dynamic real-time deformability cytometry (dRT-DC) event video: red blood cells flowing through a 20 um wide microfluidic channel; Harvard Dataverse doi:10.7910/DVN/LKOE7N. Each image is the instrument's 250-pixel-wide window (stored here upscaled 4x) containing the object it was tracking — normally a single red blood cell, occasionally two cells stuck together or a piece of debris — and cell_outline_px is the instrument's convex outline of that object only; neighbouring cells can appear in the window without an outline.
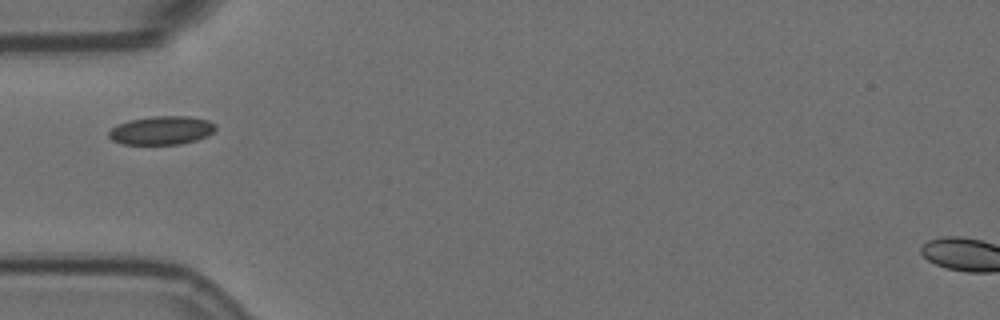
{"species": "Egyptian fruit bat (a non-hibernating species)", "species_latin": "Rousettus aegyptiacus", "temperature_condition": "room temperature", "stored_images_in_passage": 11, "camera_frame_rate_fps": 3000, "um_per_image_px": 0.085, "animal": {"sex": "female"}, "frame": {"image": 1, "passage_image": 1, "time_ms": 0.0, "image_size_px": [1000, 320], "cell_outline_px": [[216, 128], [208, 136], [196, 140], [180, 144], [124, 144], [112, 140], [108, 136], [108, 132], [116, 124], [128, 120], [152, 116], [188, 116], [208, 120], [216, 124]], "centroid_in_image_um": [13.73, 11.07], "position_along_channel_um": 71.3, "area_um2": 17.86}}
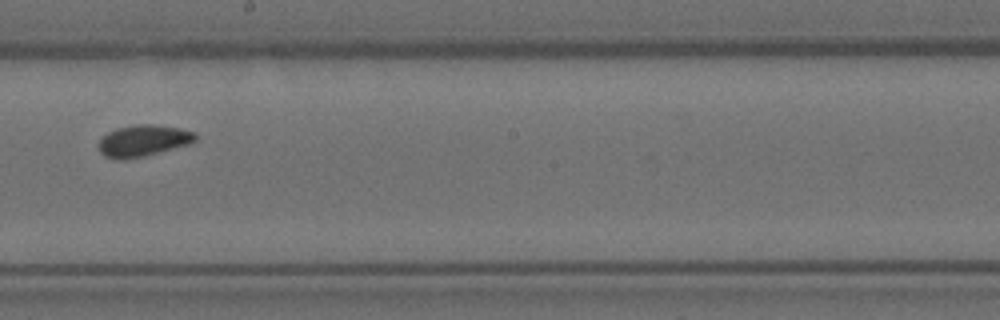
{"frame": {"image": 2, "passage_image": 5, "time_ms": 1.333, "image_size_px": [1000, 320], "cell_outline_px": [[196, 140], [188, 144], [144, 156], [124, 160], [120, 160], [104, 156], [100, 152], [100, 140], [108, 132], [116, 128], [136, 124], [152, 124], [180, 128], [196, 132]], "centroid_in_image_um": [12.18, 11.95], "position_along_channel_um": 236.0, "area_um2": 17.63}}
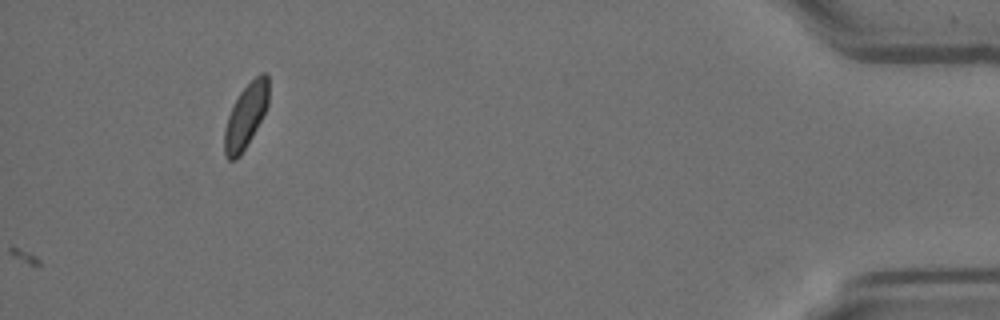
{"frame": {"image": 3, "passage_image": 10, "time_ms": 3.0, "image_size_px": [1000, 320], "cell_outline_px": [[268, 104], [252, 136], [240, 156], [236, 160], [228, 160], [224, 156], [224, 128], [232, 104], [240, 92], [260, 72], [264, 72], [268, 76]], "centroid_in_image_um": [20.86, 9.87], "position_along_channel_um": 414.3, "area_um2": 16.47}}